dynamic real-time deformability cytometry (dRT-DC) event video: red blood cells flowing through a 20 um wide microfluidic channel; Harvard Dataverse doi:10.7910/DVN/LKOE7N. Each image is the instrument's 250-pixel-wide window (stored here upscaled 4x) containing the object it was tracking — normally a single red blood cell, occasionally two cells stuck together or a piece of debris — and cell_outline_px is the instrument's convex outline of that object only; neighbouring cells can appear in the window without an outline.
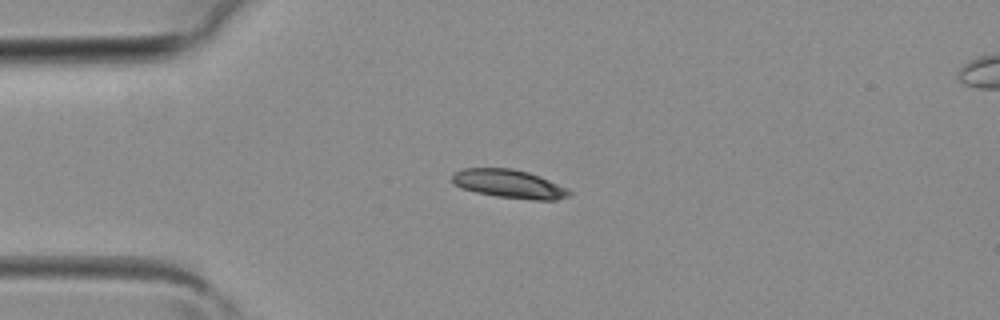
{"species": "common noctule bat (a hibernating species)", "species_latin": "Nyctalus noctula", "temperature_condition": "room temperature", "stored_images_in_passage": 3, "camera_frame_rate_fps": 3000, "um_per_image_px": 0.085, "animal": {"sex": "female", "body_mass_g": 19.3, "forearm_length_mm": 54.1}, "frame": {"image": 1, "passage_image": 2, "time_ms": 0.333, "image_size_px": [1000, 320], "cell_outline_px": [[572, 192], [568, 196], [556, 200], [532, 200], [496, 196], [476, 192], [460, 188], [452, 184], [452, 176], [456, 172], [464, 168], [512, 168], [528, 172], [540, 176], [568, 188]], "centroid_in_image_um": [43.28, 15.63], "position_along_channel_um": 41.7, "area_um2": 19.54}}